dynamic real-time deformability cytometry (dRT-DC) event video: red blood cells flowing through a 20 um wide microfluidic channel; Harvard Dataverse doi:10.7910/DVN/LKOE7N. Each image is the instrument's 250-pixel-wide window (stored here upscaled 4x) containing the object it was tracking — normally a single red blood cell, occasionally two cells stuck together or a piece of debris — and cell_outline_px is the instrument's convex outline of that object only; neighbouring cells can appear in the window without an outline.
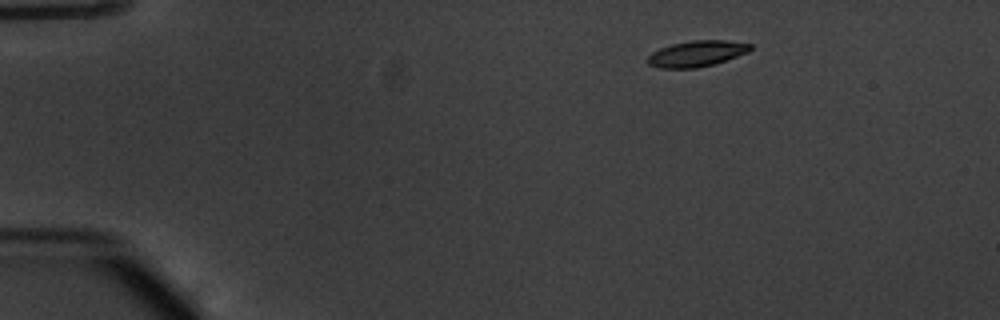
{"species": "common noctule bat (a hibernating species)", "species_latin": "Nyctalus noctula", "temperature_condition": "warm", "stored_images_in_passage": 46, "camera_frame_rate_fps": 3000, "um_per_image_px": 0.085, "animal": {"sex": "male", "body_mass_g": 20.1, "forearm_length_mm": 53.5}, "frame": {"image": 1, "passage_image": 1, "time_ms": 0.0, "image_size_px": [1000, 320], "cell_outline_px": [[752, 48], [748, 52], [712, 64], [696, 68], [660, 68], [648, 64], [648, 56], [652, 52], [660, 48], [672, 44], [692, 40], [724, 40], [752, 44]], "centroid_in_image_um": [59.2, 4.55], "position_along_channel_um": 25.8, "area_um2": 15.32}}
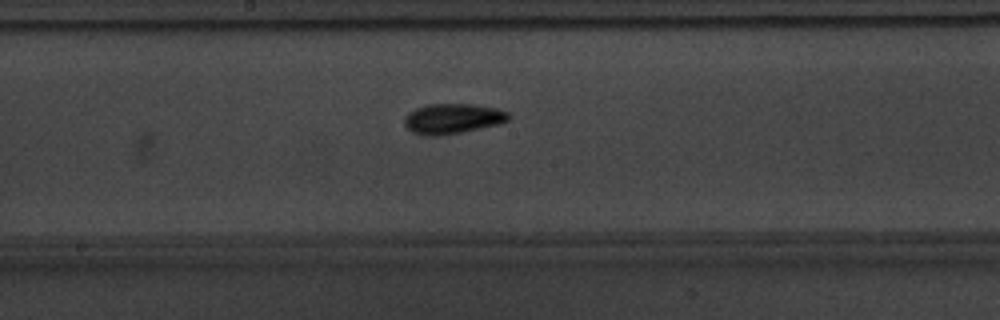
{"frame": {"image": 2, "passage_image": 22, "time_ms": 7.0, "image_size_px": [1000, 320], "cell_outline_px": [[512, 116], [508, 120], [500, 124], [440, 136], [424, 136], [412, 132], [404, 124], [404, 116], [408, 112], [416, 108], [428, 104], [472, 104], [496, 108], [508, 112]], "centroid_in_image_um": [38.46, 10.09], "position_along_channel_um": 209.7, "area_um2": 18.44}}
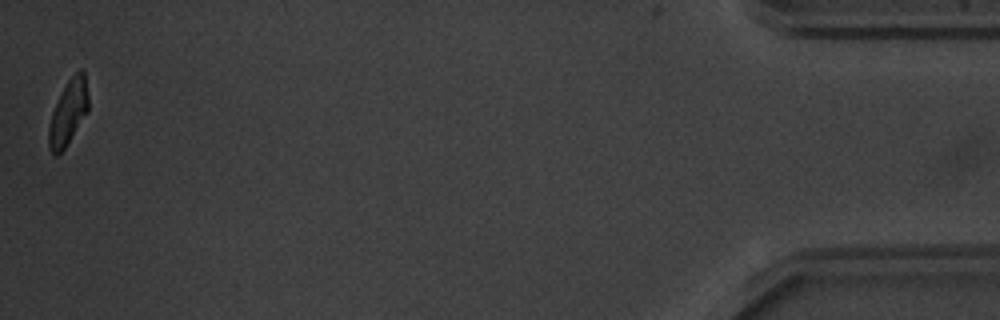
{"frame": {"image": 3, "passage_image": 46, "time_ms": 15.0, "image_size_px": [1000, 320], "cell_outline_px": [[88, 112], [64, 148], [56, 156], [48, 148], [48, 124], [52, 112], [60, 92], [68, 80], [80, 68], [84, 68], [88, 96]], "centroid_in_image_um": [5.79, 9.52], "position_along_channel_um": 429.4, "area_um2": 15.09}, "authors_computed_cell_mechanics": {"area_um2": 16.5019, "velocity_mm_per_s": 3.8034, "shape_relaxation_time_tau1_ms": 2.6163, "shape_relaxation_time_tau2_ms": 4.0939, "deformation_change_tau1": 0.166, "deformation_change_tau2": 0.108}}